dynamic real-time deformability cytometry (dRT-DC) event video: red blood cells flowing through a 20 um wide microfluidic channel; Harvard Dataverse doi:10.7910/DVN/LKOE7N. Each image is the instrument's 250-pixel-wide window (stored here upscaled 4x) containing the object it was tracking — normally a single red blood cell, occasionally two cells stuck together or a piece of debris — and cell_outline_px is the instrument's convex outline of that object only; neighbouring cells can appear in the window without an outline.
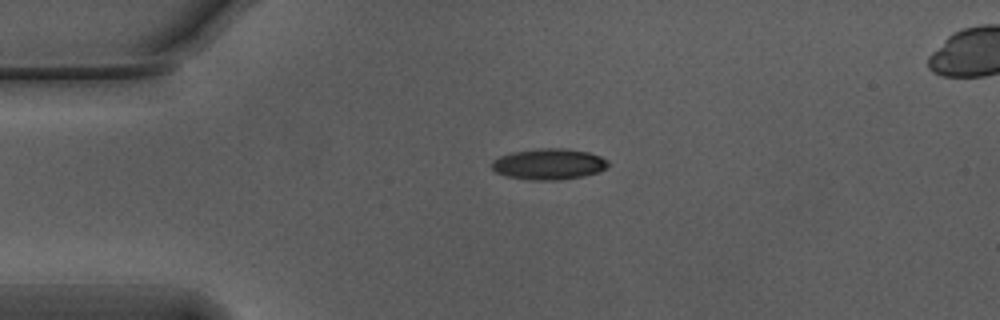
{"species": "Egyptian fruit bat (a non-hibernating species)", "species_latin": "Rousettus aegyptiacus", "temperature_condition": "warm", "stored_images_in_passage": 43, "camera_frame_rate_fps": 3000, "um_per_image_px": 0.085, "animal": {"sex": "male"}, "frame": {"image": 1, "passage_image": 1, "time_ms": 0.0, "image_size_px": [1000, 320], "cell_outline_px": [[608, 164], [600, 172], [584, 176], [556, 180], [532, 180], [508, 176], [496, 172], [492, 168], [492, 160], [500, 156], [512, 152], [540, 148], [564, 148], [588, 152], [600, 156], [608, 160]], "centroid_in_image_um": [46.66, 13.94], "position_along_channel_um": 38.3, "area_um2": 20.92}}
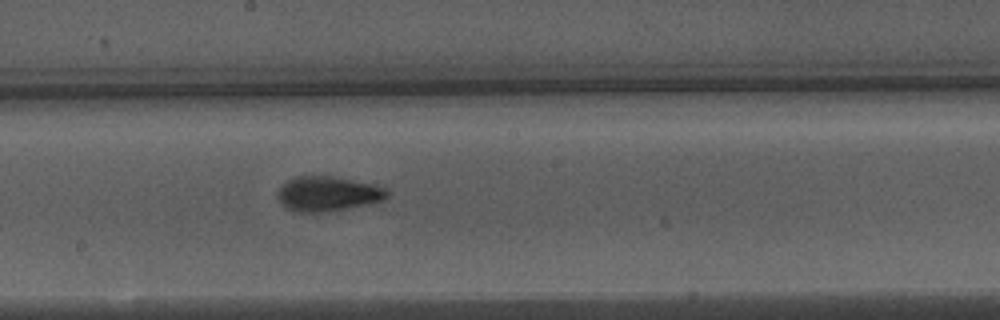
{"frame": {"image": 2, "passage_image": 18, "time_ms": 5.667, "image_size_px": [1000, 320], "cell_outline_px": [[388, 196], [384, 200], [348, 208], [324, 212], [300, 212], [284, 208], [276, 196], [280, 188], [288, 180], [296, 176], [332, 176], [376, 184], [384, 188], [388, 192]], "centroid_in_image_um": [27.85, 16.47], "position_along_channel_um": 220.3, "area_um2": 22.2}}
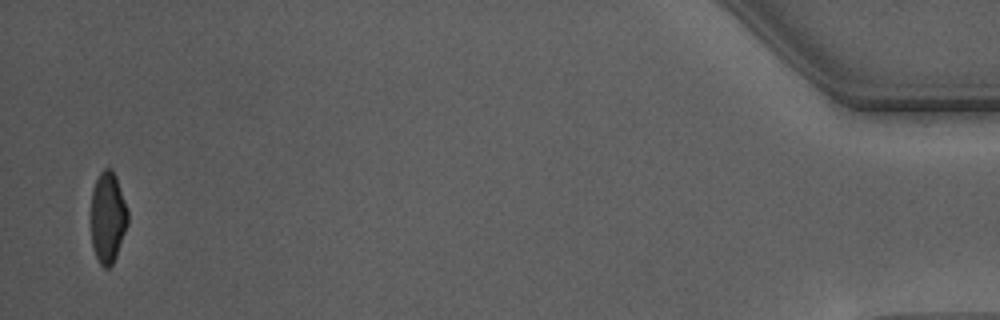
{"frame": {"image": 3, "passage_image": 42, "time_ms": 13.667, "image_size_px": [1000, 320], "cell_outline_px": [[128, 224], [116, 256], [112, 264], [108, 268], [104, 268], [100, 264], [96, 256], [92, 244], [92, 188], [100, 172], [104, 168], [112, 168], [116, 176], [128, 212]], "centroid_in_image_um": [9.17, 18.47], "position_along_channel_um": 426.0, "area_um2": 19.36}, "authors_computed_cell_mechanics": {"area_um2": 21.2704, "velocity_mm_per_s": 3.7531, "shape_relaxation_time_tau1_ms": 4.3569, "shape_relaxation_time_tau2_ms": 1.3049, "deformation_change_tau1": 0.1633, "deformation_change_tau2": 0.0757}}